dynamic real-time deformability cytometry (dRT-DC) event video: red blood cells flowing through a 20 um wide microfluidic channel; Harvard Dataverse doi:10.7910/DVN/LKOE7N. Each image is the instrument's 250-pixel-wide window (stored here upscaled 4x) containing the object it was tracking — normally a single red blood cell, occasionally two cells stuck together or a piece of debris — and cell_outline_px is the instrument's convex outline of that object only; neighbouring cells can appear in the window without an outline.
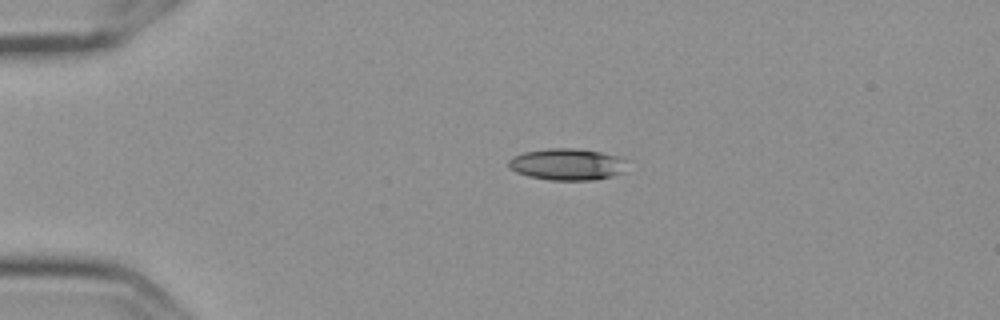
{"species": "Egyptian fruit bat (a non-hibernating species)", "species_latin": "Rousettus aegyptiacus", "temperature_condition": "cold", "stored_images_in_passage": 5, "camera_frame_rate_fps": 3000, "um_per_image_px": 0.085, "frame": {"image": 1, "passage_image": 3, "time_ms": 0.667, "image_size_px": [1000, 320], "cell_outline_px": [[624, 172], [612, 176], [592, 180], [548, 180], [528, 176], [516, 172], [508, 168], [508, 160], [512, 156], [524, 152], [548, 148], [572, 148], [600, 152], [616, 156], [624, 160]], "centroid_in_image_um": [48.14, 13.97], "position_along_channel_um": 36.9, "area_um2": 21.79}}
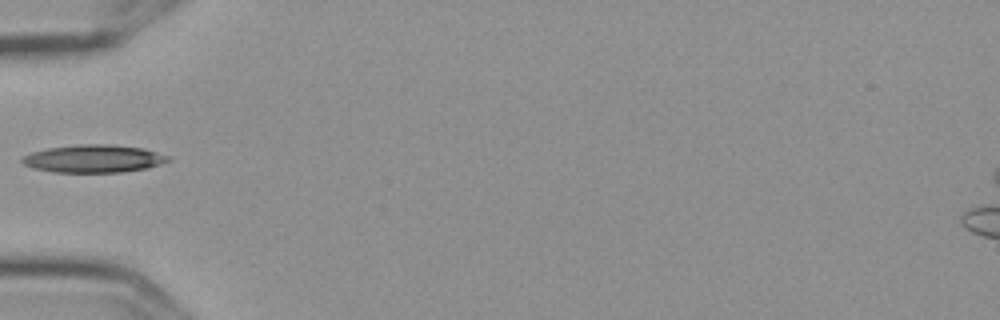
{"frame": {"image": 2, "passage_image": 5, "time_ms": 1.333, "image_size_px": [1000, 320], "cell_outline_px": [[172, 160], [148, 168], [120, 172], [52, 172], [32, 168], [24, 164], [20, 160], [24, 156], [32, 152], [48, 148], [76, 144], [112, 144], [144, 148], [168, 156]], "centroid_in_image_um": [7.96, 13.48], "position_along_channel_um": 77.0, "area_um2": 23.7}}